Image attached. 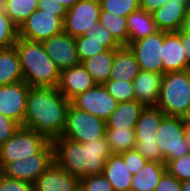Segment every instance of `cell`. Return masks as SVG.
I'll list each match as a JSON object with an SVG mask.
<instances>
[{
	"mask_svg": "<svg viewBox=\"0 0 190 191\" xmlns=\"http://www.w3.org/2000/svg\"><path fill=\"white\" fill-rule=\"evenodd\" d=\"M132 175H136L148 162L136 149L120 153Z\"/></svg>",
	"mask_w": 190,
	"mask_h": 191,
	"instance_id": "obj_38",
	"label": "cell"
},
{
	"mask_svg": "<svg viewBox=\"0 0 190 191\" xmlns=\"http://www.w3.org/2000/svg\"><path fill=\"white\" fill-rule=\"evenodd\" d=\"M166 172L164 162L148 161L136 175H133L130 191H154Z\"/></svg>",
	"mask_w": 190,
	"mask_h": 191,
	"instance_id": "obj_24",
	"label": "cell"
},
{
	"mask_svg": "<svg viewBox=\"0 0 190 191\" xmlns=\"http://www.w3.org/2000/svg\"><path fill=\"white\" fill-rule=\"evenodd\" d=\"M64 21L53 13L37 9L18 28L19 38L42 42L63 32Z\"/></svg>",
	"mask_w": 190,
	"mask_h": 191,
	"instance_id": "obj_11",
	"label": "cell"
},
{
	"mask_svg": "<svg viewBox=\"0 0 190 191\" xmlns=\"http://www.w3.org/2000/svg\"><path fill=\"white\" fill-rule=\"evenodd\" d=\"M84 35L91 39L100 40L107 50L118 49L122 46L99 22L95 24L93 31L86 32Z\"/></svg>",
	"mask_w": 190,
	"mask_h": 191,
	"instance_id": "obj_37",
	"label": "cell"
},
{
	"mask_svg": "<svg viewBox=\"0 0 190 191\" xmlns=\"http://www.w3.org/2000/svg\"><path fill=\"white\" fill-rule=\"evenodd\" d=\"M184 124L190 125V106L188 107L186 113L182 116Z\"/></svg>",
	"mask_w": 190,
	"mask_h": 191,
	"instance_id": "obj_47",
	"label": "cell"
},
{
	"mask_svg": "<svg viewBox=\"0 0 190 191\" xmlns=\"http://www.w3.org/2000/svg\"><path fill=\"white\" fill-rule=\"evenodd\" d=\"M52 163H54V148L50 141L38 154L7 163L0 172L6 177L34 184Z\"/></svg>",
	"mask_w": 190,
	"mask_h": 191,
	"instance_id": "obj_9",
	"label": "cell"
},
{
	"mask_svg": "<svg viewBox=\"0 0 190 191\" xmlns=\"http://www.w3.org/2000/svg\"><path fill=\"white\" fill-rule=\"evenodd\" d=\"M18 51L24 82L30 87H58L60 70L45 52L42 42L24 38L17 39Z\"/></svg>",
	"mask_w": 190,
	"mask_h": 191,
	"instance_id": "obj_3",
	"label": "cell"
},
{
	"mask_svg": "<svg viewBox=\"0 0 190 191\" xmlns=\"http://www.w3.org/2000/svg\"><path fill=\"white\" fill-rule=\"evenodd\" d=\"M128 46L134 52L140 70L163 74V31L158 30Z\"/></svg>",
	"mask_w": 190,
	"mask_h": 191,
	"instance_id": "obj_12",
	"label": "cell"
},
{
	"mask_svg": "<svg viewBox=\"0 0 190 191\" xmlns=\"http://www.w3.org/2000/svg\"><path fill=\"white\" fill-rule=\"evenodd\" d=\"M164 116V112L156 106H146L136 122L135 149L148 161L164 162L156 144V130Z\"/></svg>",
	"mask_w": 190,
	"mask_h": 191,
	"instance_id": "obj_5",
	"label": "cell"
},
{
	"mask_svg": "<svg viewBox=\"0 0 190 191\" xmlns=\"http://www.w3.org/2000/svg\"><path fill=\"white\" fill-rule=\"evenodd\" d=\"M79 182L54 162L34 182L33 191H79Z\"/></svg>",
	"mask_w": 190,
	"mask_h": 191,
	"instance_id": "obj_16",
	"label": "cell"
},
{
	"mask_svg": "<svg viewBox=\"0 0 190 191\" xmlns=\"http://www.w3.org/2000/svg\"><path fill=\"white\" fill-rule=\"evenodd\" d=\"M0 191H33V184L6 177L0 172Z\"/></svg>",
	"mask_w": 190,
	"mask_h": 191,
	"instance_id": "obj_40",
	"label": "cell"
},
{
	"mask_svg": "<svg viewBox=\"0 0 190 191\" xmlns=\"http://www.w3.org/2000/svg\"><path fill=\"white\" fill-rule=\"evenodd\" d=\"M190 2L187 0H171L152 13L158 30L178 32L182 29Z\"/></svg>",
	"mask_w": 190,
	"mask_h": 191,
	"instance_id": "obj_17",
	"label": "cell"
},
{
	"mask_svg": "<svg viewBox=\"0 0 190 191\" xmlns=\"http://www.w3.org/2000/svg\"><path fill=\"white\" fill-rule=\"evenodd\" d=\"M107 92L117 102H127L135 100L133 82L131 81H118L109 79L103 84Z\"/></svg>",
	"mask_w": 190,
	"mask_h": 191,
	"instance_id": "obj_33",
	"label": "cell"
},
{
	"mask_svg": "<svg viewBox=\"0 0 190 191\" xmlns=\"http://www.w3.org/2000/svg\"><path fill=\"white\" fill-rule=\"evenodd\" d=\"M182 191H190V180L181 182Z\"/></svg>",
	"mask_w": 190,
	"mask_h": 191,
	"instance_id": "obj_49",
	"label": "cell"
},
{
	"mask_svg": "<svg viewBox=\"0 0 190 191\" xmlns=\"http://www.w3.org/2000/svg\"><path fill=\"white\" fill-rule=\"evenodd\" d=\"M184 133H185L186 141L188 145L190 146V125L185 124Z\"/></svg>",
	"mask_w": 190,
	"mask_h": 191,
	"instance_id": "obj_48",
	"label": "cell"
},
{
	"mask_svg": "<svg viewBox=\"0 0 190 191\" xmlns=\"http://www.w3.org/2000/svg\"><path fill=\"white\" fill-rule=\"evenodd\" d=\"M140 69L134 52L127 45L116 49L109 79L133 81Z\"/></svg>",
	"mask_w": 190,
	"mask_h": 191,
	"instance_id": "obj_21",
	"label": "cell"
},
{
	"mask_svg": "<svg viewBox=\"0 0 190 191\" xmlns=\"http://www.w3.org/2000/svg\"><path fill=\"white\" fill-rule=\"evenodd\" d=\"M39 0H2L6 15L19 28L38 9Z\"/></svg>",
	"mask_w": 190,
	"mask_h": 191,
	"instance_id": "obj_28",
	"label": "cell"
},
{
	"mask_svg": "<svg viewBox=\"0 0 190 191\" xmlns=\"http://www.w3.org/2000/svg\"><path fill=\"white\" fill-rule=\"evenodd\" d=\"M167 172L180 182L190 180V153L170 160L166 164Z\"/></svg>",
	"mask_w": 190,
	"mask_h": 191,
	"instance_id": "obj_35",
	"label": "cell"
},
{
	"mask_svg": "<svg viewBox=\"0 0 190 191\" xmlns=\"http://www.w3.org/2000/svg\"><path fill=\"white\" fill-rule=\"evenodd\" d=\"M184 128L182 117L165 115L162 118L160 127L156 130V144L165 164L190 153Z\"/></svg>",
	"mask_w": 190,
	"mask_h": 191,
	"instance_id": "obj_6",
	"label": "cell"
},
{
	"mask_svg": "<svg viewBox=\"0 0 190 191\" xmlns=\"http://www.w3.org/2000/svg\"><path fill=\"white\" fill-rule=\"evenodd\" d=\"M99 0H79L67 9L63 31L76 38L94 30L100 18Z\"/></svg>",
	"mask_w": 190,
	"mask_h": 191,
	"instance_id": "obj_10",
	"label": "cell"
},
{
	"mask_svg": "<svg viewBox=\"0 0 190 191\" xmlns=\"http://www.w3.org/2000/svg\"><path fill=\"white\" fill-rule=\"evenodd\" d=\"M154 191H182L181 182L166 172Z\"/></svg>",
	"mask_w": 190,
	"mask_h": 191,
	"instance_id": "obj_42",
	"label": "cell"
},
{
	"mask_svg": "<svg viewBox=\"0 0 190 191\" xmlns=\"http://www.w3.org/2000/svg\"><path fill=\"white\" fill-rule=\"evenodd\" d=\"M105 130V120L80 110L70 103L66 112L65 129L61 137L86 143L105 138Z\"/></svg>",
	"mask_w": 190,
	"mask_h": 191,
	"instance_id": "obj_7",
	"label": "cell"
},
{
	"mask_svg": "<svg viewBox=\"0 0 190 191\" xmlns=\"http://www.w3.org/2000/svg\"><path fill=\"white\" fill-rule=\"evenodd\" d=\"M70 103L74 107L106 121L119 102L107 92L104 85L96 84L93 88L74 97Z\"/></svg>",
	"mask_w": 190,
	"mask_h": 191,
	"instance_id": "obj_13",
	"label": "cell"
},
{
	"mask_svg": "<svg viewBox=\"0 0 190 191\" xmlns=\"http://www.w3.org/2000/svg\"><path fill=\"white\" fill-rule=\"evenodd\" d=\"M102 11L127 17L140 8V0H99Z\"/></svg>",
	"mask_w": 190,
	"mask_h": 191,
	"instance_id": "obj_32",
	"label": "cell"
},
{
	"mask_svg": "<svg viewBox=\"0 0 190 191\" xmlns=\"http://www.w3.org/2000/svg\"><path fill=\"white\" fill-rule=\"evenodd\" d=\"M79 191H114L112 184L103 174L80 178Z\"/></svg>",
	"mask_w": 190,
	"mask_h": 191,
	"instance_id": "obj_36",
	"label": "cell"
},
{
	"mask_svg": "<svg viewBox=\"0 0 190 191\" xmlns=\"http://www.w3.org/2000/svg\"><path fill=\"white\" fill-rule=\"evenodd\" d=\"M146 106L137 100L119 102L117 108L106 120V128H135L141 112Z\"/></svg>",
	"mask_w": 190,
	"mask_h": 191,
	"instance_id": "obj_22",
	"label": "cell"
},
{
	"mask_svg": "<svg viewBox=\"0 0 190 191\" xmlns=\"http://www.w3.org/2000/svg\"><path fill=\"white\" fill-rule=\"evenodd\" d=\"M129 170L120 154H112L106 160L103 175L114 191H130L133 175Z\"/></svg>",
	"mask_w": 190,
	"mask_h": 191,
	"instance_id": "obj_23",
	"label": "cell"
},
{
	"mask_svg": "<svg viewBox=\"0 0 190 191\" xmlns=\"http://www.w3.org/2000/svg\"><path fill=\"white\" fill-rule=\"evenodd\" d=\"M52 144L54 162L79 179L103 174L106 160L112 155L106 138L80 143L60 136Z\"/></svg>",
	"mask_w": 190,
	"mask_h": 191,
	"instance_id": "obj_2",
	"label": "cell"
},
{
	"mask_svg": "<svg viewBox=\"0 0 190 191\" xmlns=\"http://www.w3.org/2000/svg\"><path fill=\"white\" fill-rule=\"evenodd\" d=\"M75 44L80 63L93 55L107 50L100 40L91 39L85 35L76 37Z\"/></svg>",
	"mask_w": 190,
	"mask_h": 191,
	"instance_id": "obj_34",
	"label": "cell"
},
{
	"mask_svg": "<svg viewBox=\"0 0 190 191\" xmlns=\"http://www.w3.org/2000/svg\"><path fill=\"white\" fill-rule=\"evenodd\" d=\"M164 74L140 70L133 82L135 100L145 106H156Z\"/></svg>",
	"mask_w": 190,
	"mask_h": 191,
	"instance_id": "obj_20",
	"label": "cell"
},
{
	"mask_svg": "<svg viewBox=\"0 0 190 191\" xmlns=\"http://www.w3.org/2000/svg\"><path fill=\"white\" fill-rule=\"evenodd\" d=\"M45 52L55 63L60 72L64 69L71 68L80 64L78 59L75 38L61 32L42 41Z\"/></svg>",
	"mask_w": 190,
	"mask_h": 191,
	"instance_id": "obj_15",
	"label": "cell"
},
{
	"mask_svg": "<svg viewBox=\"0 0 190 191\" xmlns=\"http://www.w3.org/2000/svg\"><path fill=\"white\" fill-rule=\"evenodd\" d=\"M163 74L189 70L180 35L177 32L163 31Z\"/></svg>",
	"mask_w": 190,
	"mask_h": 191,
	"instance_id": "obj_19",
	"label": "cell"
},
{
	"mask_svg": "<svg viewBox=\"0 0 190 191\" xmlns=\"http://www.w3.org/2000/svg\"><path fill=\"white\" fill-rule=\"evenodd\" d=\"M18 37V27L0 5V49L13 47Z\"/></svg>",
	"mask_w": 190,
	"mask_h": 191,
	"instance_id": "obj_31",
	"label": "cell"
},
{
	"mask_svg": "<svg viewBox=\"0 0 190 191\" xmlns=\"http://www.w3.org/2000/svg\"><path fill=\"white\" fill-rule=\"evenodd\" d=\"M128 45L158 31L152 14L139 8L127 17Z\"/></svg>",
	"mask_w": 190,
	"mask_h": 191,
	"instance_id": "obj_26",
	"label": "cell"
},
{
	"mask_svg": "<svg viewBox=\"0 0 190 191\" xmlns=\"http://www.w3.org/2000/svg\"><path fill=\"white\" fill-rule=\"evenodd\" d=\"M180 35L183 50L185 52L188 65L190 66V34L185 33L183 30L177 32Z\"/></svg>",
	"mask_w": 190,
	"mask_h": 191,
	"instance_id": "obj_44",
	"label": "cell"
},
{
	"mask_svg": "<svg viewBox=\"0 0 190 191\" xmlns=\"http://www.w3.org/2000/svg\"><path fill=\"white\" fill-rule=\"evenodd\" d=\"M99 23L121 44L128 46L127 18L100 11Z\"/></svg>",
	"mask_w": 190,
	"mask_h": 191,
	"instance_id": "obj_30",
	"label": "cell"
},
{
	"mask_svg": "<svg viewBox=\"0 0 190 191\" xmlns=\"http://www.w3.org/2000/svg\"><path fill=\"white\" fill-rule=\"evenodd\" d=\"M69 105L58 87H30L23 127L53 141L64 132Z\"/></svg>",
	"mask_w": 190,
	"mask_h": 191,
	"instance_id": "obj_1",
	"label": "cell"
},
{
	"mask_svg": "<svg viewBox=\"0 0 190 191\" xmlns=\"http://www.w3.org/2000/svg\"><path fill=\"white\" fill-rule=\"evenodd\" d=\"M49 142L45 136L21 126L6 143L0 146V170L7 163L38 154Z\"/></svg>",
	"mask_w": 190,
	"mask_h": 191,
	"instance_id": "obj_8",
	"label": "cell"
},
{
	"mask_svg": "<svg viewBox=\"0 0 190 191\" xmlns=\"http://www.w3.org/2000/svg\"><path fill=\"white\" fill-rule=\"evenodd\" d=\"M105 138L112 154H120L135 149V128L113 129L106 128Z\"/></svg>",
	"mask_w": 190,
	"mask_h": 191,
	"instance_id": "obj_29",
	"label": "cell"
},
{
	"mask_svg": "<svg viewBox=\"0 0 190 191\" xmlns=\"http://www.w3.org/2000/svg\"><path fill=\"white\" fill-rule=\"evenodd\" d=\"M61 5H63L66 9L74 6L79 0H57Z\"/></svg>",
	"mask_w": 190,
	"mask_h": 191,
	"instance_id": "obj_46",
	"label": "cell"
},
{
	"mask_svg": "<svg viewBox=\"0 0 190 191\" xmlns=\"http://www.w3.org/2000/svg\"><path fill=\"white\" fill-rule=\"evenodd\" d=\"M38 9L53 13L55 16L60 17L63 21L67 13V9L57 0H39Z\"/></svg>",
	"mask_w": 190,
	"mask_h": 191,
	"instance_id": "obj_41",
	"label": "cell"
},
{
	"mask_svg": "<svg viewBox=\"0 0 190 191\" xmlns=\"http://www.w3.org/2000/svg\"><path fill=\"white\" fill-rule=\"evenodd\" d=\"M185 33L190 34V6L187 11V15L184 18L182 29Z\"/></svg>",
	"mask_w": 190,
	"mask_h": 191,
	"instance_id": "obj_45",
	"label": "cell"
},
{
	"mask_svg": "<svg viewBox=\"0 0 190 191\" xmlns=\"http://www.w3.org/2000/svg\"><path fill=\"white\" fill-rule=\"evenodd\" d=\"M115 51L116 49L100 52L81 63L96 84L103 85L109 80Z\"/></svg>",
	"mask_w": 190,
	"mask_h": 191,
	"instance_id": "obj_27",
	"label": "cell"
},
{
	"mask_svg": "<svg viewBox=\"0 0 190 191\" xmlns=\"http://www.w3.org/2000/svg\"><path fill=\"white\" fill-rule=\"evenodd\" d=\"M20 127L18 122L0 113V146L6 143Z\"/></svg>",
	"mask_w": 190,
	"mask_h": 191,
	"instance_id": "obj_39",
	"label": "cell"
},
{
	"mask_svg": "<svg viewBox=\"0 0 190 191\" xmlns=\"http://www.w3.org/2000/svg\"><path fill=\"white\" fill-rule=\"evenodd\" d=\"M24 81L20 58L15 46L0 49V86Z\"/></svg>",
	"mask_w": 190,
	"mask_h": 191,
	"instance_id": "obj_25",
	"label": "cell"
},
{
	"mask_svg": "<svg viewBox=\"0 0 190 191\" xmlns=\"http://www.w3.org/2000/svg\"><path fill=\"white\" fill-rule=\"evenodd\" d=\"M96 83L85 67L80 63L61 71L59 91L69 101L77 95L93 88Z\"/></svg>",
	"mask_w": 190,
	"mask_h": 191,
	"instance_id": "obj_18",
	"label": "cell"
},
{
	"mask_svg": "<svg viewBox=\"0 0 190 191\" xmlns=\"http://www.w3.org/2000/svg\"><path fill=\"white\" fill-rule=\"evenodd\" d=\"M30 86L24 82L0 86V113L23 127Z\"/></svg>",
	"mask_w": 190,
	"mask_h": 191,
	"instance_id": "obj_14",
	"label": "cell"
},
{
	"mask_svg": "<svg viewBox=\"0 0 190 191\" xmlns=\"http://www.w3.org/2000/svg\"><path fill=\"white\" fill-rule=\"evenodd\" d=\"M171 0H140V8L145 10L147 13H153L159 7Z\"/></svg>",
	"mask_w": 190,
	"mask_h": 191,
	"instance_id": "obj_43",
	"label": "cell"
},
{
	"mask_svg": "<svg viewBox=\"0 0 190 191\" xmlns=\"http://www.w3.org/2000/svg\"><path fill=\"white\" fill-rule=\"evenodd\" d=\"M190 106V69L165 73L156 105L165 115L182 117Z\"/></svg>",
	"mask_w": 190,
	"mask_h": 191,
	"instance_id": "obj_4",
	"label": "cell"
}]
</instances>
